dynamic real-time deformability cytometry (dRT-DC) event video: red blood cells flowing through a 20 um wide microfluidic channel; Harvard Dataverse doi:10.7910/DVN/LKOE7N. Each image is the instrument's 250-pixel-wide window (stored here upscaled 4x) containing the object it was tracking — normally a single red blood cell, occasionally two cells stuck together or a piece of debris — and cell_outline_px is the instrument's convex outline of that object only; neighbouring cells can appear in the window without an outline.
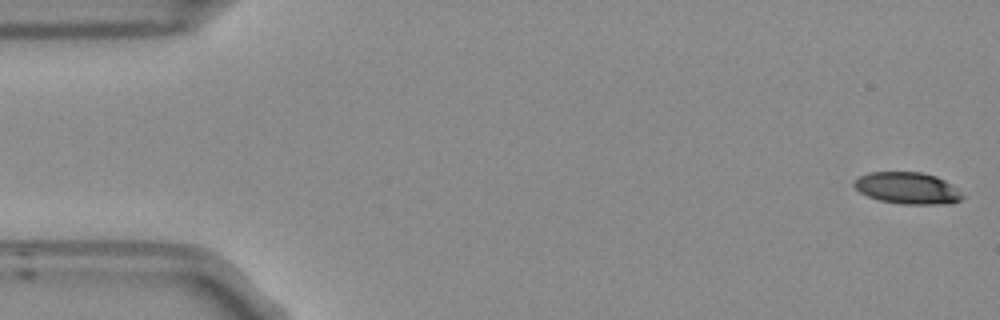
{"species": "Egyptian fruit bat (a non-hibernating species)", "species_latin": "Rousettus aegyptiacus", "temperature_condition": "room temperature", "stored_images_in_passage": 53, "camera_frame_rate_fps": 3000, "um_per_image_px": 0.085, "frame": {"image": 1, "passage_image": 1, "time_ms": 0.0, "image_size_px": [1000, 320], "cell_outline_px": [[964, 196], [960, 200], [952, 204], [900, 204], [880, 200], [868, 196], [860, 192], [852, 184], [860, 176], [872, 172], [920, 172], [936, 176], [952, 184]], "centroid_in_image_um": [77.16, 16.0], "position_along_channel_um": 7.8, "area_um2": 19.94}}
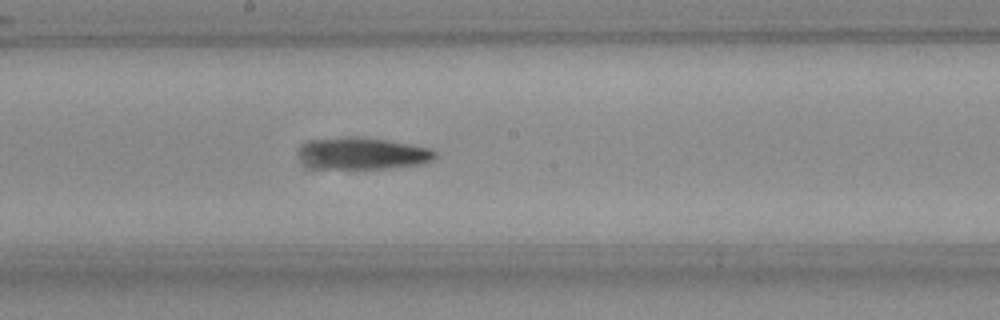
{"frame": {"image": 2, "passage_image": 28, "time_ms": 9.0, "image_size_px": [1000, 320], "cell_outline_px": [[436, 156], [432, 160], [424, 164], [392, 168], [324, 168], [316, 164], [308, 148], [308, 144], [316, 140], [344, 136], [356, 136], [384, 140], [432, 148], [436, 152]], "centroid_in_image_um": [31.24, 13.03], "position_along_channel_um": 217.0, "area_um2": 23.35}}
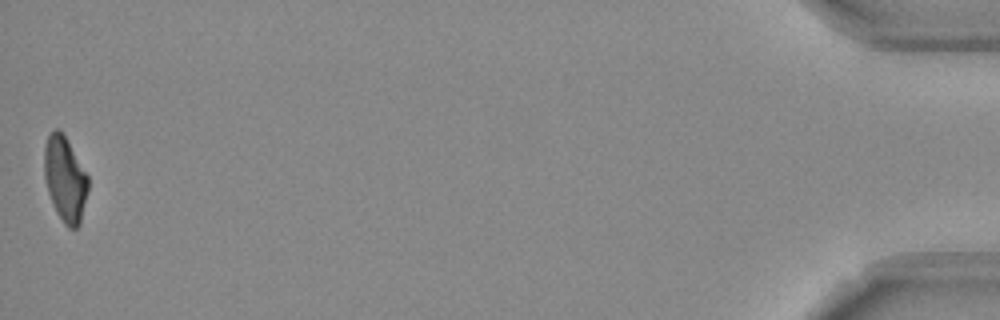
{"frame": {"image": 3, "passage_image": 53, "time_ms": 17.333, "image_size_px": [1000, 320], "cell_outline_px": [[88, 192], [80, 224], [76, 228], [68, 228], [64, 224], [56, 212], [48, 192], [44, 176], [44, 148], [48, 136], [56, 128], [64, 136], [88, 176]], "centroid_in_image_um": [5.53, 15.28], "position_along_channel_um": 429.7, "area_um2": 21.44}, "authors_computed_cell_mechanics": {"area_um2": 22.7732, "velocity_mm_per_s": 3.7812, "shape_relaxation_time_tau1_ms": 4.9596, "shape_relaxation_time_tau2_ms": 3.8571, "deformation_change_tau1": 0.1934, "deformation_change_tau2": 0.1359}}